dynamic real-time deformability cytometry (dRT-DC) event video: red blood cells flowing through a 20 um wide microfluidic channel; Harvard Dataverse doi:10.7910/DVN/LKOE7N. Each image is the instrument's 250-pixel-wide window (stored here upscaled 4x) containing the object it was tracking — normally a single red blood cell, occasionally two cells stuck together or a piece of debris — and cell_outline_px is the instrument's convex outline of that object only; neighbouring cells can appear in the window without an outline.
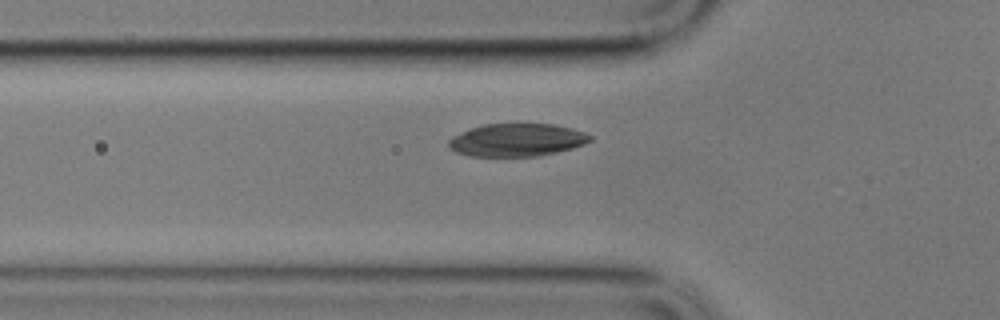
{"species": "common noctule bat (a hibernating species)", "species_latin": "Nyctalus noctula", "temperature_condition": "cold", "stored_images_in_passage": 43, "camera_frame_rate_fps": 3000, "um_per_image_px": 0.085, "animal": {"sex": "male", "body_mass_g": 17.9}, "frame": {"image": 1, "passage_image": 11, "time_ms": 3.333, "image_size_px": [1000, 320], "cell_outline_px": [[592, 140], [584, 144], [572, 148], [540, 156], [472, 156], [456, 152], [448, 144], [448, 140], [452, 136], [472, 128], [484, 124], [552, 124], [572, 128], [584, 132], [592, 136]], "centroid_in_image_um": [43.96, 11.9], "position_along_channel_um": 81.8, "area_um2": 26.88}}
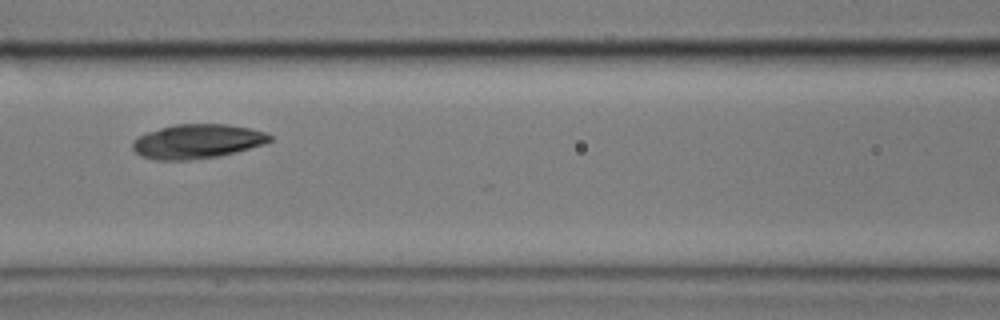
{"frame": {"image": 2, "passage_image": 17, "time_ms": 5.333, "image_size_px": [1000, 320], "cell_outline_px": [[272, 140], [264, 144], [236, 152], [220, 156], [192, 160], [156, 160], [140, 156], [132, 148], [132, 140], [148, 132], [160, 128], [176, 124], [228, 124], [248, 128], [264, 132], [272, 136]], "centroid_in_image_um": [16.75, 12.02], "position_along_channel_um": 149.8, "area_um2": 27.46}}
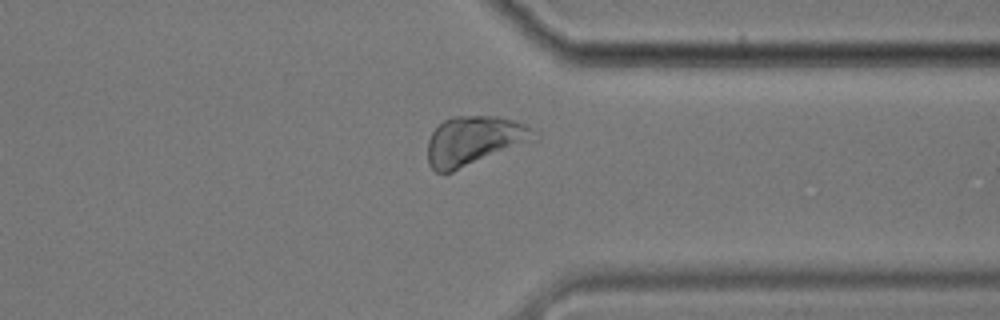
{"frame": {"image": 3, "passage_image": 37, "time_ms": 12.0, "image_size_px": [1000, 320], "cell_outline_px": [[540, 140], [452, 172], [436, 172], [428, 164], [428, 140], [432, 132], [444, 120], [452, 116], [496, 116], [512, 120], [524, 124], [532, 128], [540, 136]], "centroid_in_image_um": [40.38, 11.97], "position_along_channel_um": 371.0, "area_um2": 31.1}}